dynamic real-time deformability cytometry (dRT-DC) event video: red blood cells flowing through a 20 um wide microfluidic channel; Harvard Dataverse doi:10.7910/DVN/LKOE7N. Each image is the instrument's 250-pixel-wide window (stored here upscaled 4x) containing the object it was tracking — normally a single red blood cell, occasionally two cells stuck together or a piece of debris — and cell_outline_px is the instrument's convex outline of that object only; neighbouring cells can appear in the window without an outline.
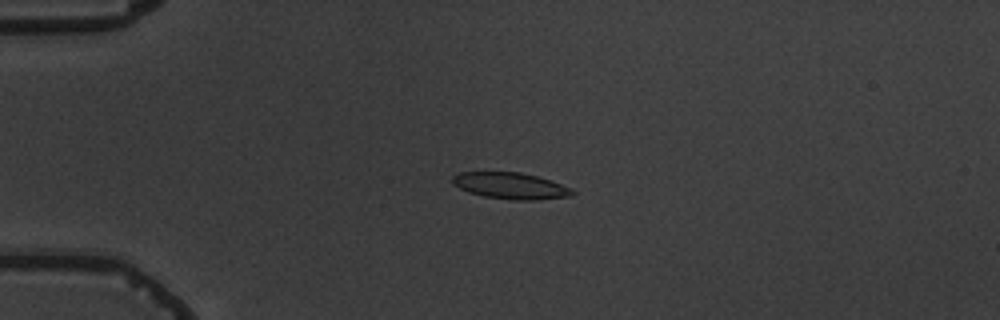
{"species": "common noctule bat (a hibernating species)", "species_latin": "Nyctalus noctula", "temperature_condition": "warm", "stored_images_in_passage": 6, "camera_frame_rate_fps": 3000, "um_per_image_px": 0.085, "animal": {"sex": "male", "body_mass_g": 19.5, "forearm_length_mm": 54.6}, "frame": {"image": 1, "passage_image": 5, "time_ms": 4.667, "image_size_px": [1000, 320], "cell_outline_px": [[576, 192], [572, 196], [536, 200], [512, 200], [484, 196], [468, 192], [452, 184], [452, 176], [460, 172], [520, 172], [536, 176], [572, 188]], "centroid_in_image_um": [43.39, 15.8], "position_along_channel_um": 41.6, "area_um2": 18.44}}